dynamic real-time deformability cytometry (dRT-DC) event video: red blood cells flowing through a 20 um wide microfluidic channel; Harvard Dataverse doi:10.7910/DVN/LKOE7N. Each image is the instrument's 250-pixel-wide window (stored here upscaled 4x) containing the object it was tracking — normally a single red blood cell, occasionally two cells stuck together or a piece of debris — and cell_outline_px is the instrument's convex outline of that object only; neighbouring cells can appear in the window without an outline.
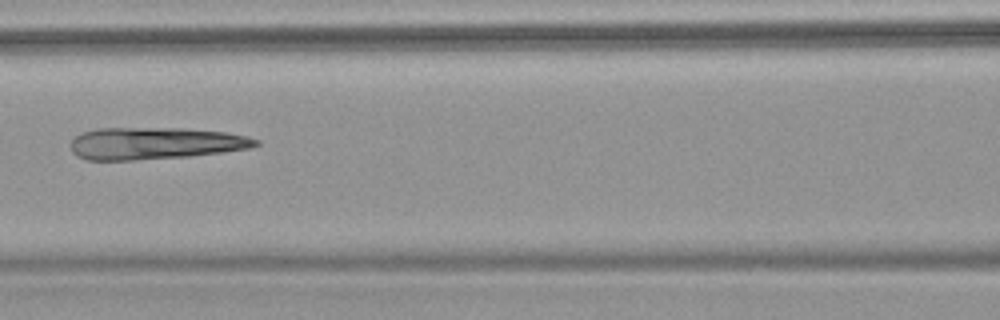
{"species": "common noctule bat (a hibernating species)", "species_latin": "Nyctalus noctula", "temperature_condition": "warm", "stored_images_in_passage": 7, "camera_frame_rate_fps": 3000, "um_per_image_px": 0.085, "animal": {"sex": "female", "body_mass_g": 18.4}, "frame": {"image": 1, "passage_image": 6, "time_ms": 6.667, "image_size_px": [1000, 320], "cell_outline_px": [[260, 144], [248, 148], [224, 152], [188, 156], [132, 160], [88, 160], [76, 156], [72, 152], [72, 140], [76, 136], [84, 132], [96, 128], [180, 128], [224, 132], [248, 136], [260, 140]], "centroid_in_image_um": [13.18, 12.18], "position_along_channel_um": 153.4, "area_um2": 34.45}}
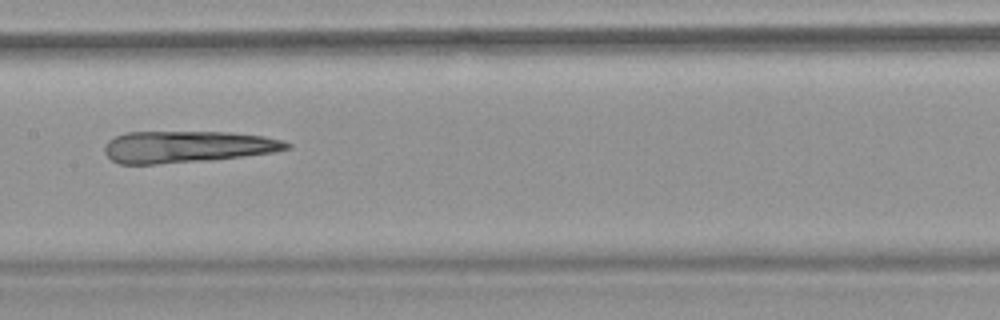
{"frame": {"image": 2, "passage_image": 7, "time_ms": 7.667, "image_size_px": [1000, 320], "cell_outline_px": [[292, 148], [276, 152], [212, 160], [156, 164], [120, 164], [112, 160], [104, 152], [104, 148], [108, 140], [124, 132], [232, 132], [264, 136], [284, 140], [292, 144]], "centroid_in_image_um": [15.96, 12.47], "position_along_channel_um": 191.4, "area_um2": 34.04}}